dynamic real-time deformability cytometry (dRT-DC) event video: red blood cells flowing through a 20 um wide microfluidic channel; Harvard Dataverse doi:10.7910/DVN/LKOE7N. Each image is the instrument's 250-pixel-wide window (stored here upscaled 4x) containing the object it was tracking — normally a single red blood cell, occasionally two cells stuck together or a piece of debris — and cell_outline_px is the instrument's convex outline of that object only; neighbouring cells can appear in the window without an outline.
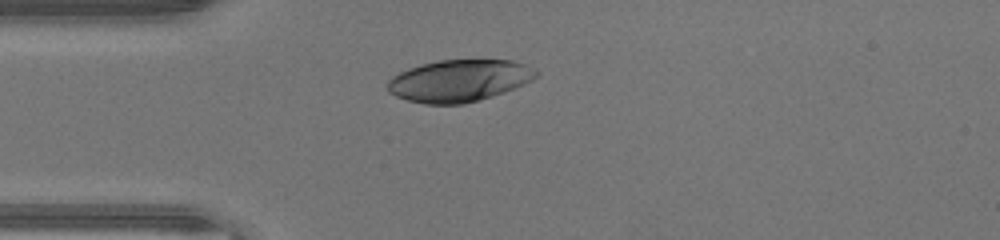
{"species": "human", "species_latin": "Homo sapiens", "temperature_condition": "warm", "stored_images_in_passage": 30, "camera_frame_rate_fps": 3000, "um_per_image_px": 0.085, "donor": {"sex": "male"}, "frame": {"image": 1, "passage_image": 1, "time_ms": 0.0, "image_size_px": [1000, 240], "cell_outline_px": [[540, 72], [532, 80], [524, 84], [504, 92], [480, 100], [464, 104], [424, 104], [408, 100], [396, 96], [388, 92], [388, 80], [392, 76], [408, 68], [420, 64], [440, 60], [512, 60], [524, 64]], "centroid_in_image_um": [39.01, 6.86], "position_along_channel_um": 46.0, "area_um2": 36.36}}
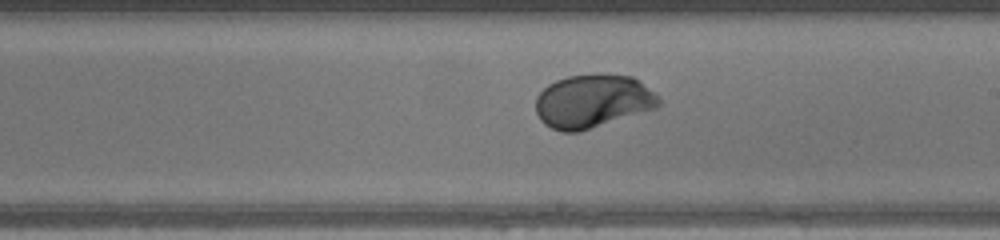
{"frame": {"image": 2, "passage_image": 15, "time_ms": 4.667, "image_size_px": [1000, 240], "cell_outline_px": [[660, 104], [656, 108], [580, 132], [560, 132], [544, 124], [540, 120], [536, 112], [536, 96], [548, 84], [556, 80], [568, 76], [596, 72], [604, 72], [632, 76], [652, 92], [660, 100]], "centroid_in_image_um": [50.34, 8.58], "position_along_channel_um": 238.7, "area_um2": 38.61}}
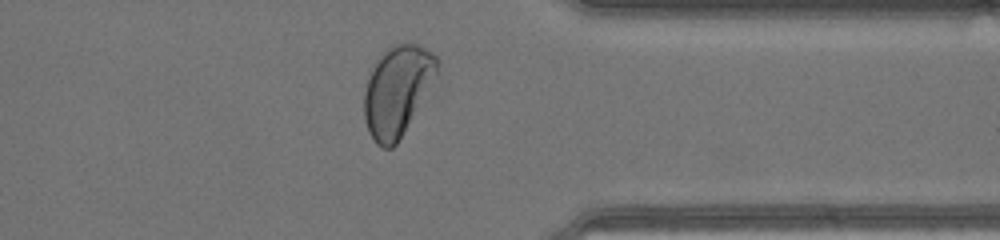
{"frame": {"image": 3, "passage_image": 25, "time_ms": 8.0, "image_size_px": [1000, 240], "cell_outline_px": [[440, 60], [436, 72], [396, 144], [392, 148], [384, 148], [376, 144], [368, 132], [364, 120], [364, 92], [368, 76], [376, 56], [392, 44], [416, 44], [432, 52]], "centroid_in_image_um": [33.69, 7.66], "position_along_channel_um": 377.7, "area_um2": 37.51}, "authors_computed_cell_mechanics": {"area_um2": 37.859, "velocity_mm_per_s": 4.4108, "shape_relaxation_time_tau1_ms": 2.3211, "shape_relaxation_time_tau2_ms": null, "deformation_change_tau1": 0.1809, "deformation_change_tau2": null}}